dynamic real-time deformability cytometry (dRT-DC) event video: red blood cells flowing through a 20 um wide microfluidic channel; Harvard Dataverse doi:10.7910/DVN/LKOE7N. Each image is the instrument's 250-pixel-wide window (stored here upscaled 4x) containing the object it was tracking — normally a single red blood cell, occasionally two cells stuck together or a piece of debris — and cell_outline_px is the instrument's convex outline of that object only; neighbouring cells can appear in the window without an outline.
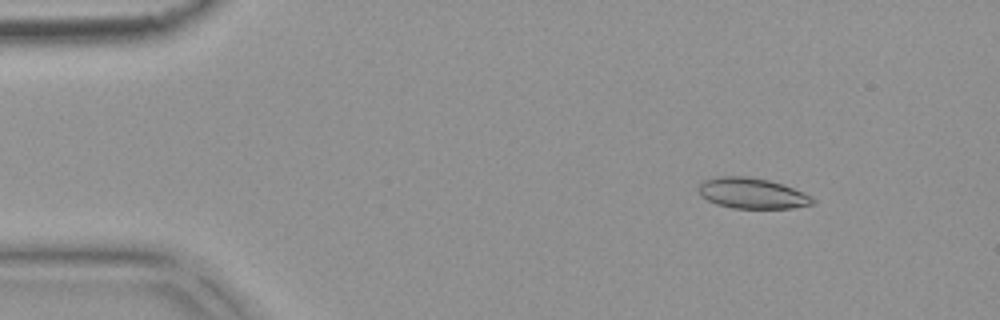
{"species": "common noctule bat (a hibernating species)", "species_latin": "Nyctalus noctula", "temperature_condition": "warm", "stored_images_in_passage": 54, "camera_frame_rate_fps": 3000, "um_per_image_px": 0.085, "animal": {"sex": "female", "body_mass_g": 18.4}, "frame": {"image": 1, "passage_image": 7, "time_ms": 2.0, "image_size_px": [1000, 320], "cell_outline_px": [[816, 200], [812, 204], [792, 208], [732, 208], [716, 204], [700, 196], [696, 188], [704, 180], [716, 176], [748, 176], [768, 180], [784, 184], [804, 192]], "centroid_in_image_um": [63.9, 16.42], "position_along_channel_um": 21.1, "area_um2": 20.58}}
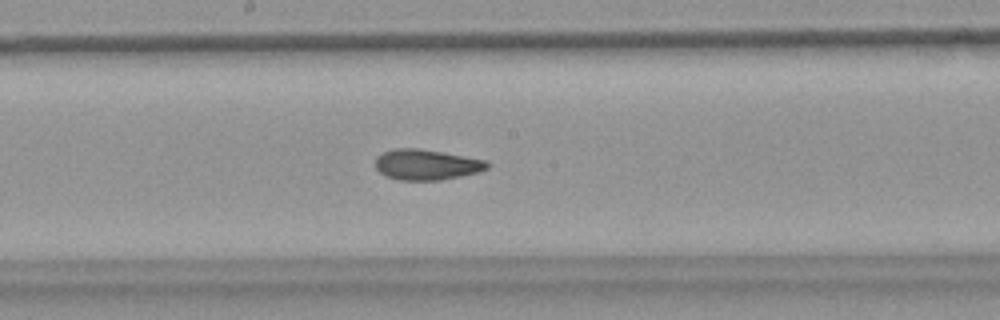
{"frame": {"image": 2, "passage_image": 29, "time_ms": 9.333, "image_size_px": [1000, 320], "cell_outline_px": [[488, 168], [480, 172], [440, 180], [400, 180], [384, 176], [376, 168], [376, 156], [384, 152], [396, 148], [416, 148], [488, 160]], "centroid_in_image_um": [36.25, 14.0], "position_along_channel_um": 212.0, "area_um2": 19.83}}
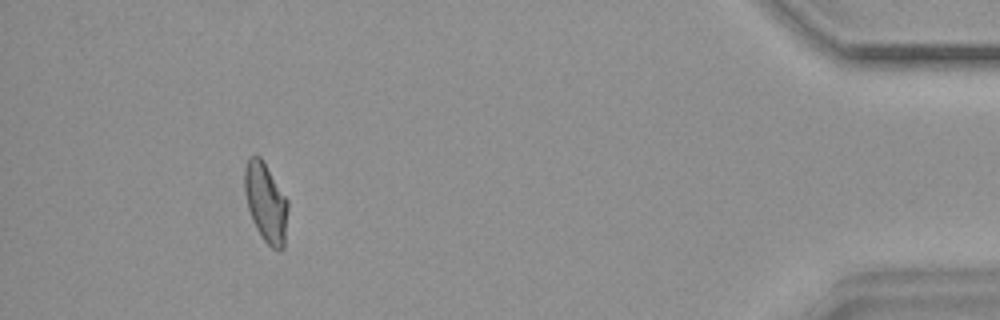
{"frame": {"image": 3, "passage_image": 50, "time_ms": 16.333, "image_size_px": [1000, 320], "cell_outline_px": [[288, 208], [284, 248], [272, 248], [264, 240], [256, 228], [252, 220], [248, 208], [244, 192], [244, 168], [248, 156], [260, 156], [264, 160], [288, 200]], "centroid_in_image_um": [22.58, 17.16], "position_along_channel_um": 412.6, "area_um2": 20.17}, "authors_computed_cell_mechanics": {"area_um2": 20.1722, "velocity_mm_per_s": 3.7603, "shape_relaxation_time_tau1_ms": null, "shape_relaxation_time_tau2_ms": 1.598, "deformation_change_tau1": null, "deformation_change_tau2": 0.0769}}